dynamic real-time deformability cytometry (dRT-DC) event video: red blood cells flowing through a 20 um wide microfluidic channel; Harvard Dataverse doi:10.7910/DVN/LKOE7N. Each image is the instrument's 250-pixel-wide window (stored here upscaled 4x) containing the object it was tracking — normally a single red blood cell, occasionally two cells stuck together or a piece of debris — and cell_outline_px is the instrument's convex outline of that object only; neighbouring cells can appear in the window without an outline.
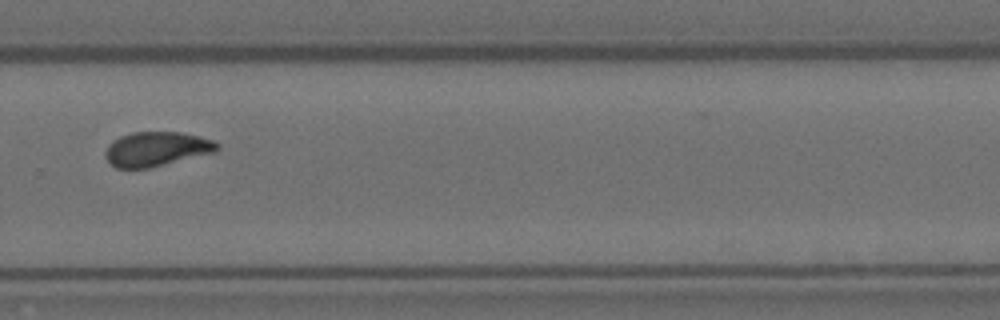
{"species": "Egyptian fruit bat (a non-hibernating species)", "species_latin": "Rousettus aegyptiacus", "temperature_condition": "room temperature", "stored_images_in_passage": 9, "camera_frame_rate_fps": 3000, "um_per_image_px": 0.085, "animal": {"sex": "female"}, "frame": {"image": 1, "passage_image": 9, "time_ms": 2.667, "image_size_px": [1000, 320], "cell_outline_px": [[220, 148], [216, 152], [148, 168], [116, 168], [104, 156], [104, 152], [108, 144], [112, 140], [120, 136], [132, 132], [180, 132], [200, 136], [212, 140], [220, 144]], "centroid_in_image_um": [13.3, 12.65], "position_along_channel_um": 316.5, "area_um2": 22.54}}